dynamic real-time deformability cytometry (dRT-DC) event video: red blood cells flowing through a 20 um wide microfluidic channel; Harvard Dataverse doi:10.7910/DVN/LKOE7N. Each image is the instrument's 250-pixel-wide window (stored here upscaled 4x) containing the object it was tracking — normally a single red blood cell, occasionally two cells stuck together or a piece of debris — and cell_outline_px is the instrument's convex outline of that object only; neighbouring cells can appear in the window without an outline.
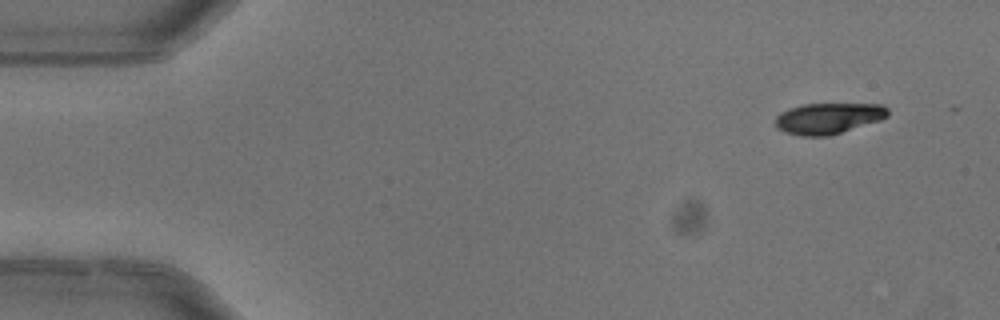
{"species": "common noctule bat (a hibernating species)", "species_latin": "Nyctalus noctula", "temperature_condition": "warm", "stored_images_in_passage": 4, "camera_frame_rate_fps": 3000, "um_per_image_px": 0.085, "animal": {"sex": "female"}, "frame": {"image": 1, "passage_image": 1, "time_ms": 0.0, "image_size_px": [1000, 320], "cell_outline_px": [[888, 116], [880, 120], [828, 136], [804, 136], [784, 132], [776, 128], [776, 116], [780, 112], [788, 108], [804, 104], [884, 104], [888, 108]], "centroid_in_image_um": [70.39, 10.05], "position_along_channel_um": 14.6, "area_um2": 20.29}}
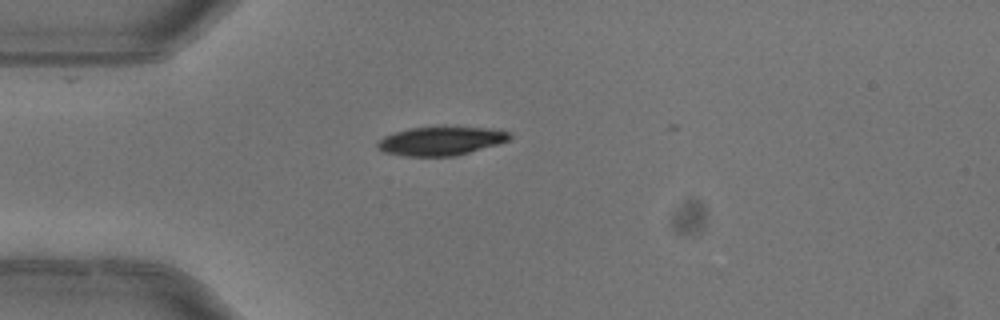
{"frame": {"image": 2, "passage_image": 4, "time_ms": 1.0, "image_size_px": [1000, 320], "cell_outline_px": [[512, 136], [508, 140], [500, 144], [456, 156], [404, 156], [384, 152], [376, 148], [376, 140], [392, 132], [408, 128], [444, 124], [488, 128], [512, 132]], "centroid_in_image_um": [37.47, 11.94], "position_along_channel_um": 47.5, "area_um2": 23.29}}